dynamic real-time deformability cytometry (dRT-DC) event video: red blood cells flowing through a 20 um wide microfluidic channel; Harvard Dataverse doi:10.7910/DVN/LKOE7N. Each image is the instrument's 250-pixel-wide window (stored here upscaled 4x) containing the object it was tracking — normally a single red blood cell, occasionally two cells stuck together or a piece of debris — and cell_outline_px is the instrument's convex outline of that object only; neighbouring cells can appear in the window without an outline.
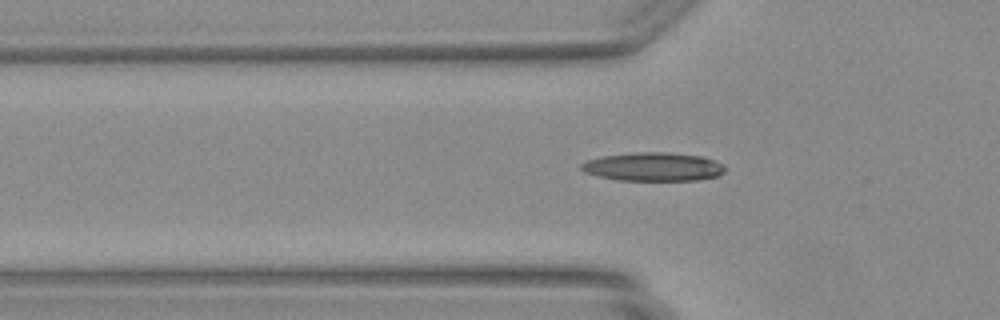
{"species": "Egyptian fruit bat (a non-hibernating species)", "species_latin": "Rousettus aegyptiacus", "temperature_condition": "warm", "stored_images_in_passage": 35, "camera_frame_rate_fps": 3000, "um_per_image_px": 0.085, "animal": {"sex": "female"}, "frame": {"image": 1, "passage_image": 3, "time_ms": 0.667, "image_size_px": [1000, 320], "cell_outline_px": [[728, 168], [720, 176], [696, 180], [616, 180], [596, 176], [584, 172], [580, 168], [580, 164], [588, 160], [604, 156], [636, 152], [664, 152], [700, 156], [724, 164]], "centroid_in_image_um": [55.54, 14.18], "position_along_channel_um": 70.3, "area_um2": 23.99}}
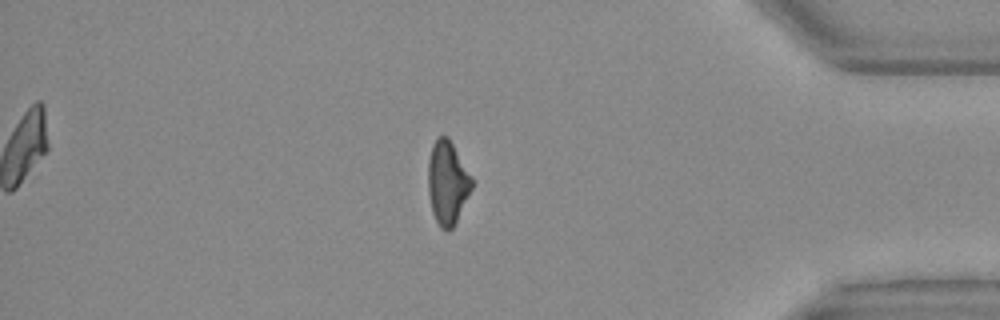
{"frame": {"image": 2, "passage_image": 28, "time_ms": 9.0, "image_size_px": [1000, 320], "cell_outline_px": [[472, 188], [452, 228], [448, 232], [440, 228], [432, 212], [428, 192], [428, 160], [432, 144], [440, 136], [448, 136], [472, 176]], "centroid_in_image_um": [38.02, 15.52], "position_along_channel_um": 397.2, "area_um2": 21.15}}
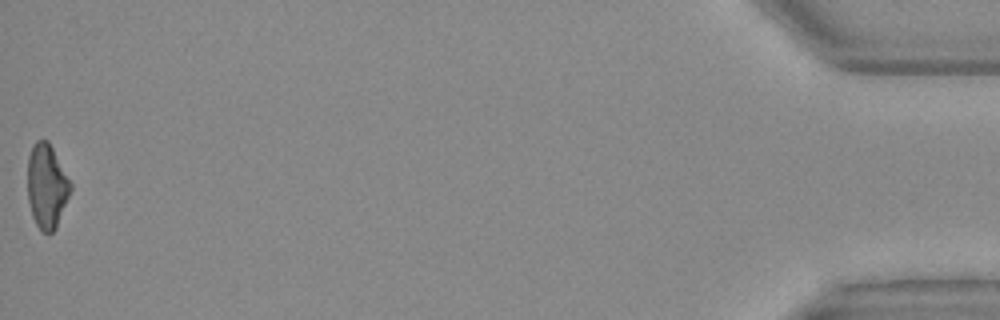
{"frame": {"image": 3, "passage_image": 35, "time_ms": 11.333, "image_size_px": [1000, 320], "cell_outline_px": [[72, 188], [56, 228], [52, 232], [44, 232], [36, 224], [32, 216], [28, 200], [28, 156], [32, 144], [36, 140], [48, 140], [72, 184]], "centroid_in_image_um": [3.97, 15.8], "position_along_channel_um": 431.2, "area_um2": 20.98}}